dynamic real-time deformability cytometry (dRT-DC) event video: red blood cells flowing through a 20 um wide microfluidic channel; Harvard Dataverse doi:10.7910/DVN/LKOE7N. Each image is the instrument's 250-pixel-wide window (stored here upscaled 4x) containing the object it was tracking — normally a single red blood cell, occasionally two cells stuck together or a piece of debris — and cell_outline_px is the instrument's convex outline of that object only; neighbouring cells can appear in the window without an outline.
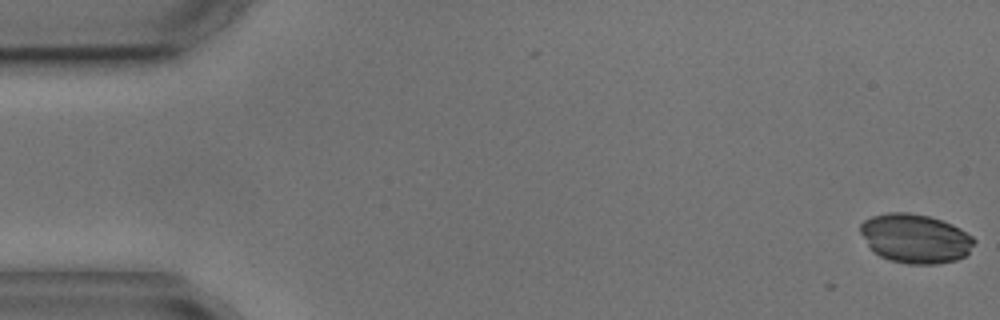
{"species": "common noctule bat (a hibernating species)", "species_latin": "Nyctalus noctula", "temperature_condition": "cold", "stored_images_in_passage": 5, "camera_frame_rate_fps": 3000, "um_per_image_px": 0.085, "animal": {"sex": "male", "body_mass_g": 17.9, "forearm_length_mm": 54.2}, "frame": {"image": 1, "passage_image": 1, "time_ms": 0.0, "image_size_px": [1000, 320], "cell_outline_px": [[976, 240], [968, 252], [964, 256], [956, 260], [936, 264], [908, 264], [888, 260], [880, 256], [868, 244], [860, 232], [860, 224], [864, 220], [872, 216], [888, 212], [908, 212], [928, 216], [952, 224], [960, 228], [972, 236]], "centroid_in_image_um": [77.8, 20.27], "position_along_channel_um": 7.2, "area_um2": 32.43}}